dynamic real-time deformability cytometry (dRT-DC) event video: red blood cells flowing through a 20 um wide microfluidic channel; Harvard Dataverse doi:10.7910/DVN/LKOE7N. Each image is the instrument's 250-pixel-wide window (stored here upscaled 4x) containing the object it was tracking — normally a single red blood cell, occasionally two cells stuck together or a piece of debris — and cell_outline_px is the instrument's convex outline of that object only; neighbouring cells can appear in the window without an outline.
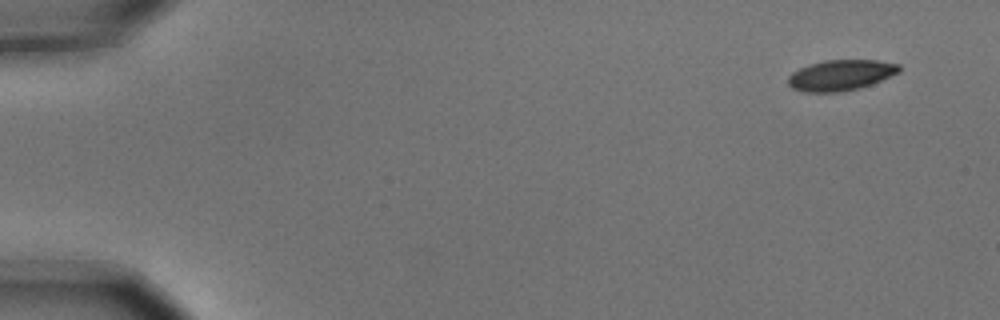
{"species": "common noctule bat (a hibernating species)", "species_latin": "Nyctalus noctula", "temperature_condition": "cold", "stored_images_in_passage": 5, "camera_frame_rate_fps": 3000, "um_per_image_px": 0.085, "animal": {"sex": "male", "body_mass_g": 15.6}, "frame": {"image": 1, "passage_image": 1, "time_ms": 0.0, "image_size_px": [1000, 320], "cell_outline_px": [[900, 72], [872, 84], [860, 88], [840, 92], [804, 92], [792, 88], [788, 84], [788, 76], [792, 72], [808, 64], [824, 60], [876, 60], [900, 64]], "centroid_in_image_um": [71.45, 6.39], "position_along_channel_um": 13.5, "area_um2": 20.0}}
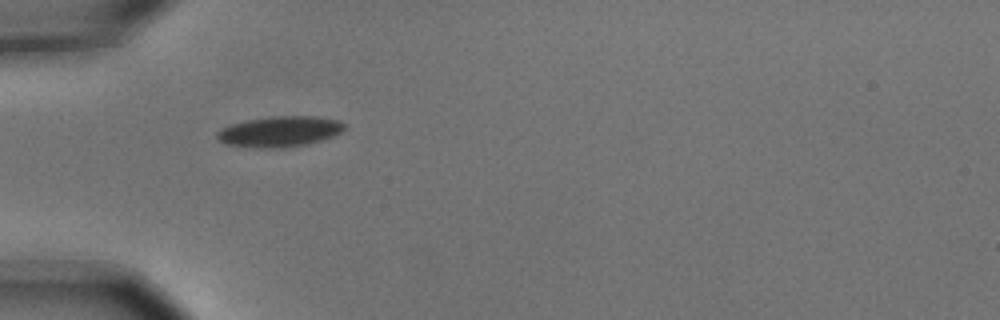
{"frame": {"image": 2, "passage_image": 5, "time_ms": 1.333, "image_size_px": [1000, 320], "cell_outline_px": [[344, 128], [340, 132], [332, 136], [308, 144], [284, 148], [252, 148], [228, 144], [220, 140], [216, 136], [216, 132], [232, 124], [248, 120], [268, 116], [316, 116], [336, 120], [344, 124]], "centroid_in_image_um": [23.76, 11.18], "position_along_channel_um": 61.2, "area_um2": 22.54}}